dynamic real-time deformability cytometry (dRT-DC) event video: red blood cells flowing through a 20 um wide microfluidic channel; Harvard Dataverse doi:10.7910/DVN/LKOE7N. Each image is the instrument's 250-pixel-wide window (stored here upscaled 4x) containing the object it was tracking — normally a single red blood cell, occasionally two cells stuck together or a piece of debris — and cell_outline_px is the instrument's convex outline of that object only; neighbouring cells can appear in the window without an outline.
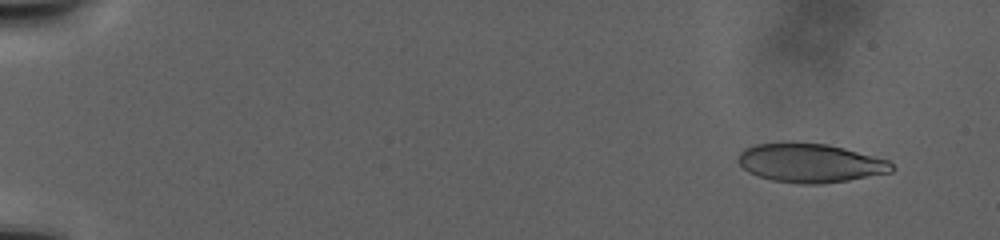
{"species": "human", "species_latin": "Homo sapiens", "temperature_condition": "warm", "stored_images_in_passage": 47, "camera_frame_rate_fps": 3000, "um_per_image_px": 0.085, "donor": {"sex": "male"}, "frame": {"image": 1, "passage_image": 7, "time_ms": 3.0, "image_size_px": [1000, 240], "cell_outline_px": [[896, 168], [892, 172], [848, 180], [820, 184], [800, 184], [772, 180], [748, 172], [736, 160], [740, 152], [744, 148], [756, 144], [828, 144], [844, 148], [888, 160]], "centroid_in_image_um": [68.89, 13.88], "position_along_channel_um": 16.1, "area_um2": 34.28}}
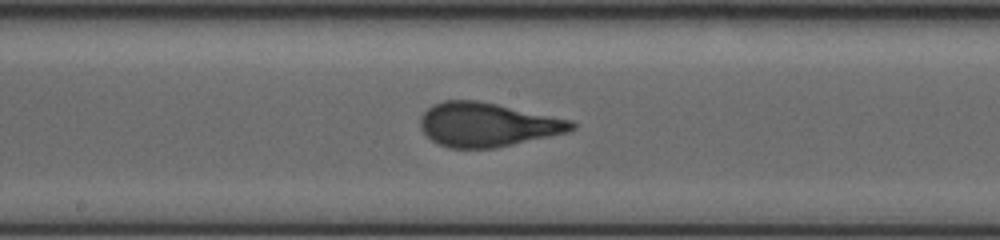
{"frame": {"image": 2, "passage_image": 30, "time_ms": 23.0, "image_size_px": [1000, 240], "cell_outline_px": [[576, 128], [568, 132], [496, 148], [448, 148], [432, 140], [420, 128], [420, 116], [432, 104], [444, 100], [476, 100], [496, 104], [572, 120], [576, 124]], "centroid_in_image_um": [41.41, 10.59], "position_along_channel_um": 206.8, "area_um2": 38.67}}
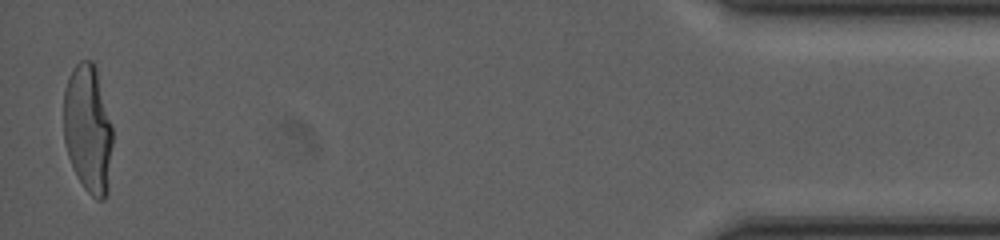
{"frame": {"image": 3, "passage_image": 47, "time_ms": 39.667, "image_size_px": [1000, 240], "cell_outline_px": [[112, 144], [108, 192], [104, 200], [96, 200], [84, 188], [68, 156], [64, 140], [64, 88], [68, 76], [72, 68], [80, 60], [92, 60], [96, 68], [112, 128]], "centroid_in_image_um": [7.47, 10.95], "position_along_channel_um": 427.7, "area_um2": 36.53}}